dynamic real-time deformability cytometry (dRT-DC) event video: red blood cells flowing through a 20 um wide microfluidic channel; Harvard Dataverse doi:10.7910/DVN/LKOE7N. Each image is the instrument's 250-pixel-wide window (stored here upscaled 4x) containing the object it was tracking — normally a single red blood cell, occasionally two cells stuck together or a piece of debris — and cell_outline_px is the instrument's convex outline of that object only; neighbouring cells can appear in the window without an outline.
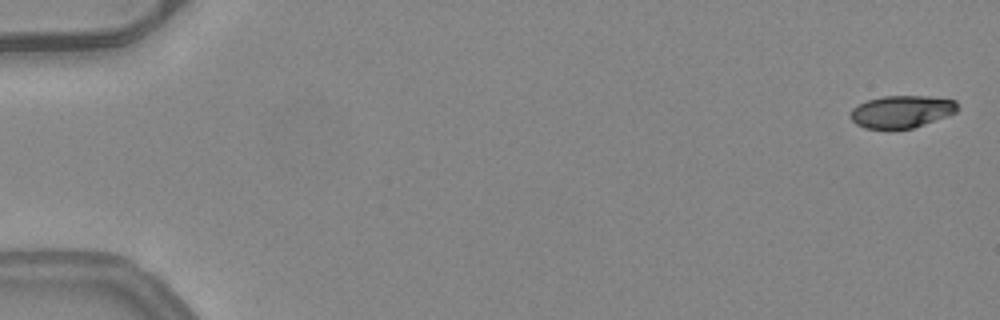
{"species": "common noctule bat (a hibernating species)", "species_latin": "Nyctalus noctula", "temperature_condition": "warm", "stored_images_in_passage": 51, "camera_frame_rate_fps": 3000, "um_per_image_px": 0.085, "animal": {"sex": "female", "body_mass_g": 24.6, "forearm_length_mm": 56.2}, "frame": {"image": 1, "passage_image": 1, "time_ms": 0.0, "image_size_px": [1000, 320], "cell_outline_px": [[960, 108], [956, 112], [924, 124], [912, 128], [888, 132], [864, 128], [856, 124], [848, 116], [852, 108], [868, 100], [884, 96], [928, 96], [956, 100]], "centroid_in_image_um": [76.6, 9.52], "position_along_channel_um": 8.4, "area_um2": 20.75}}
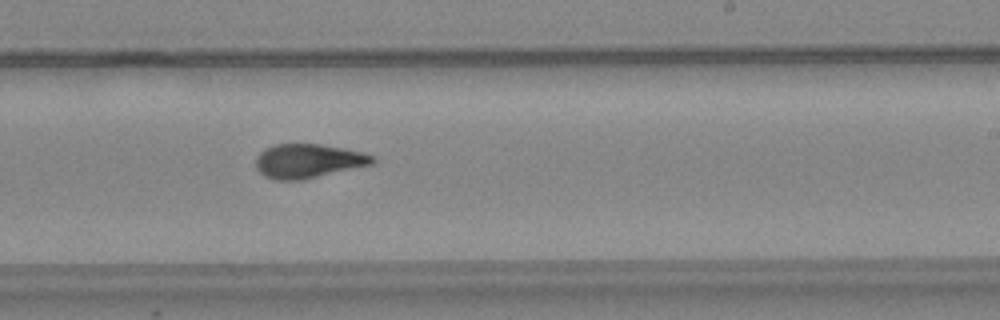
{"frame": {"image": 2, "passage_image": 32, "time_ms": 10.333, "image_size_px": [1000, 320], "cell_outline_px": [[376, 160], [372, 164], [300, 180], [276, 180], [264, 176], [256, 168], [256, 156], [264, 148], [276, 144], [320, 144], [344, 148], [376, 156]], "centroid_in_image_um": [26.17, 13.67], "position_along_channel_um": 262.8, "area_um2": 23.06}}
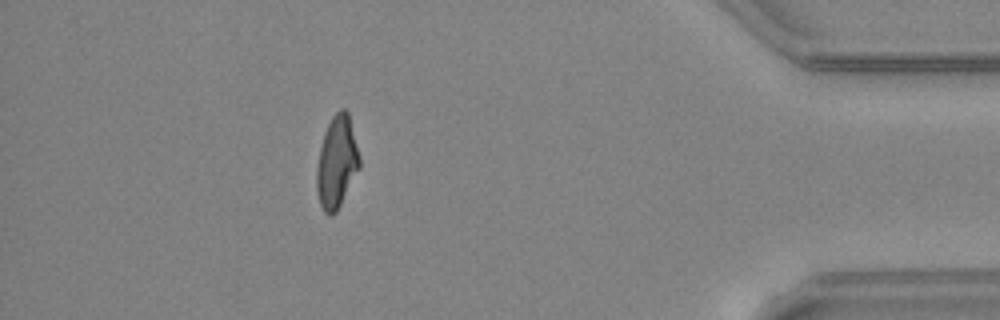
{"frame": {"image": 3, "passage_image": 46, "time_ms": 15.0, "image_size_px": [1000, 320], "cell_outline_px": [[360, 168], [336, 212], [332, 216], [328, 216], [324, 212], [320, 204], [316, 188], [316, 168], [320, 148], [324, 132], [332, 116], [340, 108], [344, 108], [348, 112], [360, 156]], "centroid_in_image_um": [28.62, 13.79], "position_along_channel_um": 406.6, "area_um2": 23.06}, "authors_computed_cell_mechanics": {"area_um2": 22.6576, "velocity_mm_per_s": 4.0731, "shape_relaxation_time_tau1_ms": 6.3984, "shape_relaxation_time_tau2_ms": 1.5726, "deformation_change_tau1": 0.2164, "deformation_change_tau2": 0.0779}}